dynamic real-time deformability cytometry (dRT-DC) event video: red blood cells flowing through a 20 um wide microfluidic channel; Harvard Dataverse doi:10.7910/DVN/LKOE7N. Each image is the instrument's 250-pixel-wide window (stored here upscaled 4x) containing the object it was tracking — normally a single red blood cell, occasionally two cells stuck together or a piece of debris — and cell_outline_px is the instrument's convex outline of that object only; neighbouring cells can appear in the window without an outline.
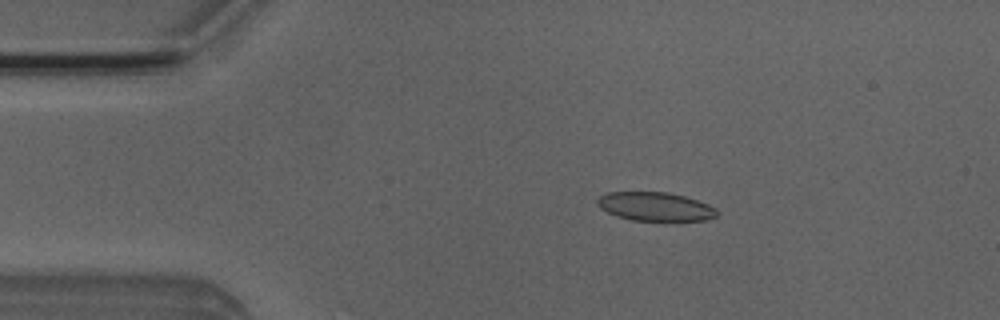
{"species": "Egyptian fruit bat (a non-hibernating species)", "species_latin": "Rousettus aegyptiacus", "temperature_condition": "room temperature", "stored_images_in_passage": 51, "camera_frame_rate_fps": 3000, "um_per_image_px": 0.085, "animal": {"sex": "male"}, "frame": {"image": 1, "passage_image": 9, "time_ms": 2.667, "image_size_px": [1000, 320], "cell_outline_px": [[716, 216], [708, 220], [632, 220], [616, 216], [600, 208], [596, 204], [596, 200], [600, 196], [608, 192], [668, 192], [684, 196], [708, 204], [716, 208]], "centroid_in_image_um": [55.67, 17.55], "position_along_channel_um": 29.3, "area_um2": 19.88}}
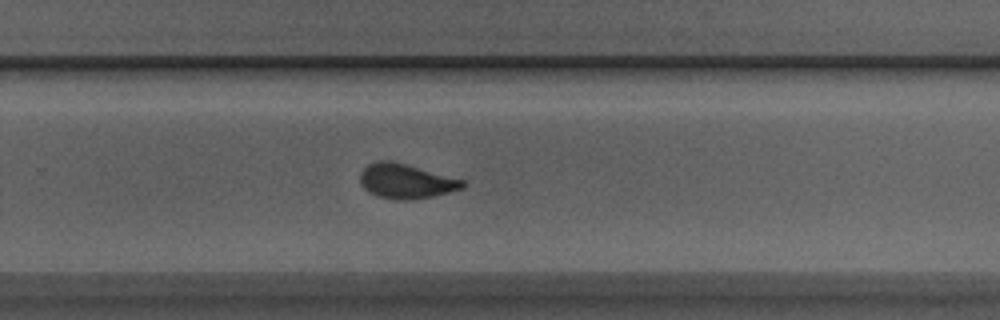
{"frame": {"image": 2, "passage_image": 33, "time_ms": 10.667, "image_size_px": [1000, 320], "cell_outline_px": [[468, 184], [464, 188], [432, 196], [412, 200], [400, 200], [376, 196], [368, 192], [360, 184], [360, 172], [368, 164], [376, 160], [392, 160], [464, 180]], "centroid_in_image_um": [34.49, 15.39], "position_along_channel_um": 295.3, "area_um2": 20.87}}
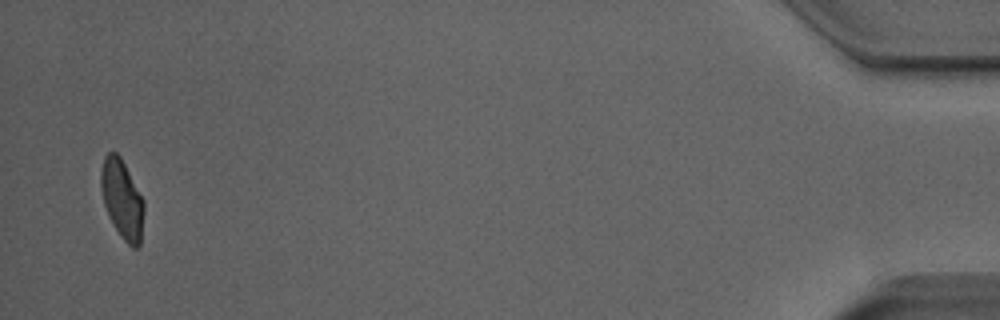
{"frame": {"image": 3, "passage_image": 50, "time_ms": 16.333, "image_size_px": [1000, 320], "cell_outline_px": [[144, 212], [140, 244], [136, 248], [132, 248], [120, 236], [104, 204], [100, 188], [100, 172], [104, 156], [108, 152], [116, 152], [120, 156], [144, 200]], "centroid_in_image_um": [10.38, 16.91], "position_along_channel_um": 424.8, "area_um2": 19.65}, "authors_computed_cell_mechanics": {"area_um2": 20.519, "velocity_mm_per_s": 3.9439, "shape_relaxation_time_tau1_ms": 6.7863, "shape_relaxation_time_tau2_ms": 1.0694, "deformation_change_tau1": 0.1783, "deformation_change_tau2": 0.0724}}